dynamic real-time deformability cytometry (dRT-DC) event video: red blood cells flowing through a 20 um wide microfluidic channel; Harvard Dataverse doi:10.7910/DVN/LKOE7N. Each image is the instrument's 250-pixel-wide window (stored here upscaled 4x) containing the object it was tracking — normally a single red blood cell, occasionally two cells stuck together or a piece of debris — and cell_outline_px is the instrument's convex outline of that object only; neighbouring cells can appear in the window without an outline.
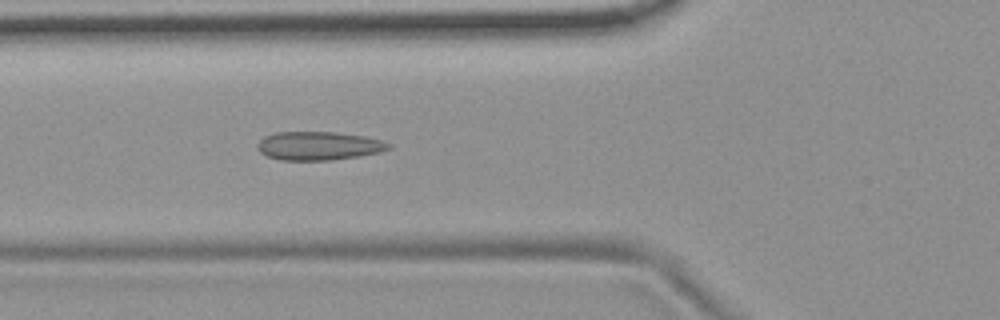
{"species": "common noctule bat (a hibernating species)", "species_latin": "Nyctalus noctula", "temperature_condition": "room temperature", "stored_images_in_passage": 6, "camera_frame_rate_fps": 3000, "um_per_image_px": 0.085, "animal": {"sex": "female", "body_mass_g": 19.9}, "frame": {"image": 1, "passage_image": 6, "time_ms": 1.667, "image_size_px": [1000, 320], "cell_outline_px": [[392, 148], [380, 152], [360, 156], [332, 160], [280, 160], [268, 156], [260, 152], [256, 148], [256, 144], [264, 136], [276, 132], [336, 132], [364, 136], [380, 140], [392, 144]], "centroid_in_image_um": [27.09, 12.4], "position_along_channel_um": 98.7, "area_um2": 21.96}}